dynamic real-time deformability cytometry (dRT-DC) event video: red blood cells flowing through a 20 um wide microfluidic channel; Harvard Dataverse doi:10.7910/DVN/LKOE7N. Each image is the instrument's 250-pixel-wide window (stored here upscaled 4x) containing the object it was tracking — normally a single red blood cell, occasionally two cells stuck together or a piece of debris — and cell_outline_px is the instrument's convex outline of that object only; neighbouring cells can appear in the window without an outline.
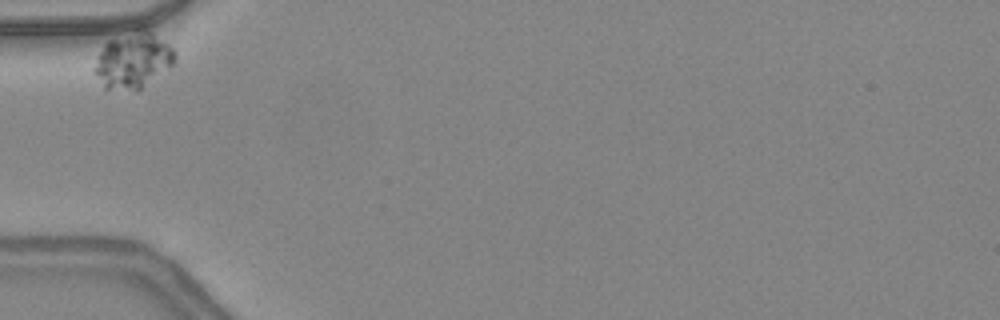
{"species": "common noctule bat (a hibernating species)", "species_latin": "Nyctalus noctula", "temperature_condition": "warm", "stored_images_in_passage": 30, "camera_frame_rate_fps": 3000, "um_per_image_px": 0.085, "animal": {"sex": "female", "body_mass_g": 24.6, "forearm_length_mm": 56.2}, "frame": {"image": 1, "passage_image": 1, "time_ms": 0.0, "image_size_px": [1000, 320], "cell_outline_px": [[176, 60], [172, 64], [136, 92], [104, 88], [92, 72], [92, 68], [104, 44], [108, 40], [136, 24], [144, 24], [168, 44], [176, 52]], "centroid_in_image_um": [11.28, 5.04], "position_along_channel_um": 73.7, "area_um2": 27.22}}
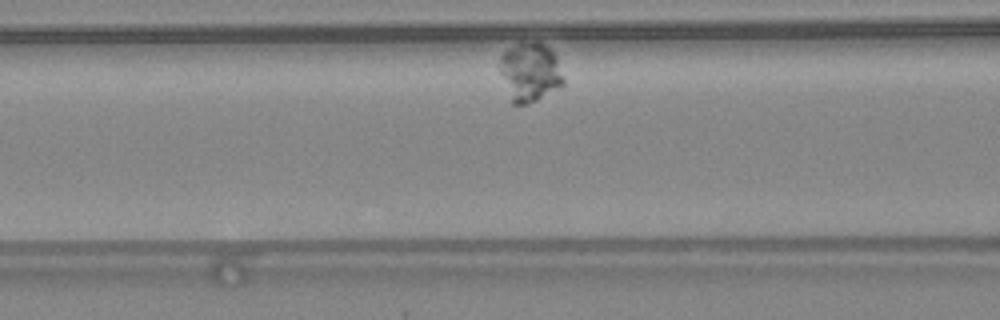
{"frame": {"image": 2, "passage_image": 6, "time_ms": 1.667, "image_size_px": [1000, 320], "cell_outline_px": [[564, 84], [536, 100], [524, 104], [512, 104], [500, 72], [500, 56], [504, 52], [520, 40], [536, 40], [544, 44], [556, 56], [564, 80]], "centroid_in_image_um": [45.03, 6.07], "position_along_channel_um": 121.6, "area_um2": 21.91}}